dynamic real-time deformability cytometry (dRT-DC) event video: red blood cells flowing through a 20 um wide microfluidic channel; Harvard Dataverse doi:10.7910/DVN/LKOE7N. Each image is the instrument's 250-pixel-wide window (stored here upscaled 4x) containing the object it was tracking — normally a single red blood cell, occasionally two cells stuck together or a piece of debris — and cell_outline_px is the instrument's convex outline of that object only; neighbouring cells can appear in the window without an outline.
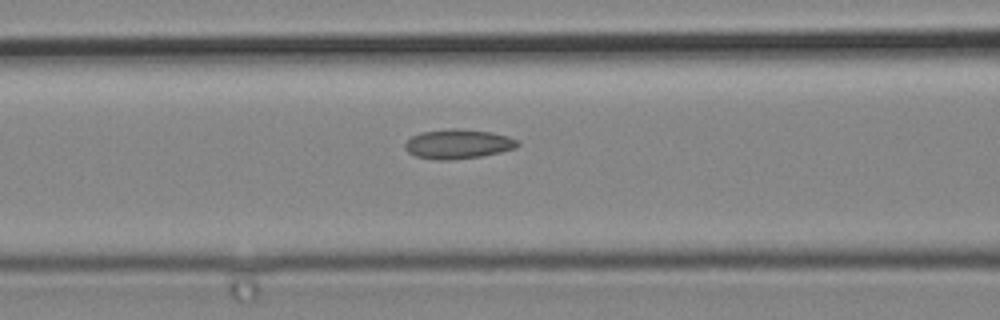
{"species": "common noctule bat (a hibernating species)", "species_latin": "Nyctalus noctula", "temperature_condition": "cold", "stored_images_in_passage": 5, "camera_frame_rate_fps": 3000, "um_per_image_px": 0.085, "animal": {"sex": "male", "body_mass_g": 19.2, "forearm_length_mm": 51.8}, "frame": {"image": 1, "passage_image": 5, "time_ms": 1.333, "image_size_px": [1000, 320], "cell_outline_px": [[520, 144], [516, 148], [500, 152], [480, 156], [452, 160], [436, 160], [416, 156], [408, 152], [404, 148], [404, 144], [412, 136], [420, 132], [448, 128], [460, 128], [488, 132], [508, 136], [520, 140]], "centroid_in_image_um": [38.93, 12.23], "position_along_channel_um": 127.7, "area_um2": 19.48}}